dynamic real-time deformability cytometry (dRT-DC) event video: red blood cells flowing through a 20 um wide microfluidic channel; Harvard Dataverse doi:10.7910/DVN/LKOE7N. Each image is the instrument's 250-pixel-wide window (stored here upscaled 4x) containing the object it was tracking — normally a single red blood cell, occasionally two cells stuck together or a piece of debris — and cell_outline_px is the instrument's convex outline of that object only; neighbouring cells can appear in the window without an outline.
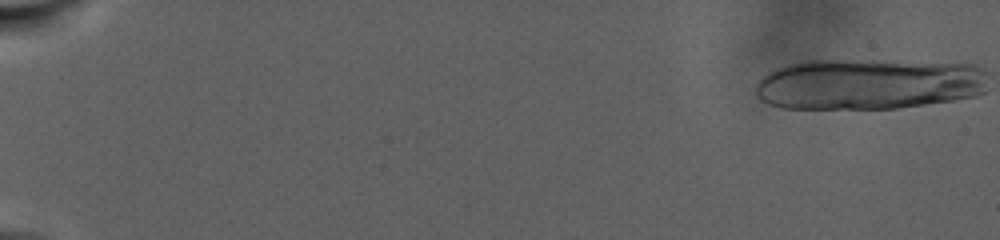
{"species": "human", "species_latin": "Homo sapiens", "temperature_condition": "warm", "stored_images_in_passage": 44, "camera_frame_rate_fps": 3000, "um_per_image_px": 0.085, "donor": {"sex": "male"}, "frame": {"image": 1, "passage_image": 1, "time_ms": 0.0, "image_size_px": [1000, 240], "cell_outline_px": [[984, 92], [972, 96], [952, 100], [896, 108], [784, 108], [768, 104], [760, 100], [756, 92], [756, 84], [768, 72], [776, 68], [788, 64], [804, 60], [844, 60], [976, 64], [980, 68]], "centroid_in_image_um": [73.72, 7.14], "position_along_channel_um": 11.3, "area_um2": 68.32}}